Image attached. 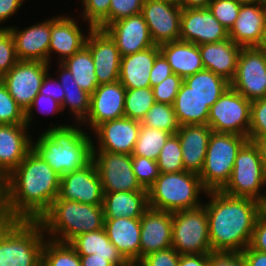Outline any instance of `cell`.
Returning <instances> with one entry per match:
<instances>
[{
    "label": "cell",
    "instance_id": "obj_64",
    "mask_svg": "<svg viewBox=\"0 0 266 266\" xmlns=\"http://www.w3.org/2000/svg\"><path fill=\"white\" fill-rule=\"evenodd\" d=\"M125 266H144L140 261L128 262Z\"/></svg>",
    "mask_w": 266,
    "mask_h": 266
},
{
    "label": "cell",
    "instance_id": "obj_20",
    "mask_svg": "<svg viewBox=\"0 0 266 266\" xmlns=\"http://www.w3.org/2000/svg\"><path fill=\"white\" fill-rule=\"evenodd\" d=\"M6 26L13 36L19 60L41 61L49 64L51 17L23 29L17 25Z\"/></svg>",
    "mask_w": 266,
    "mask_h": 266
},
{
    "label": "cell",
    "instance_id": "obj_1",
    "mask_svg": "<svg viewBox=\"0 0 266 266\" xmlns=\"http://www.w3.org/2000/svg\"><path fill=\"white\" fill-rule=\"evenodd\" d=\"M59 176L33 149L7 176L11 220L39 221L58 197Z\"/></svg>",
    "mask_w": 266,
    "mask_h": 266
},
{
    "label": "cell",
    "instance_id": "obj_4",
    "mask_svg": "<svg viewBox=\"0 0 266 266\" xmlns=\"http://www.w3.org/2000/svg\"><path fill=\"white\" fill-rule=\"evenodd\" d=\"M103 205L55 199L39 219L47 239L70 243L78 235L104 228Z\"/></svg>",
    "mask_w": 266,
    "mask_h": 266
},
{
    "label": "cell",
    "instance_id": "obj_23",
    "mask_svg": "<svg viewBox=\"0 0 266 266\" xmlns=\"http://www.w3.org/2000/svg\"><path fill=\"white\" fill-rule=\"evenodd\" d=\"M26 124H0V170L8 176L32 150V131Z\"/></svg>",
    "mask_w": 266,
    "mask_h": 266
},
{
    "label": "cell",
    "instance_id": "obj_7",
    "mask_svg": "<svg viewBox=\"0 0 266 266\" xmlns=\"http://www.w3.org/2000/svg\"><path fill=\"white\" fill-rule=\"evenodd\" d=\"M248 140L231 133H211L202 171L198 174L208 191L221 190L229 181L238 151Z\"/></svg>",
    "mask_w": 266,
    "mask_h": 266
},
{
    "label": "cell",
    "instance_id": "obj_50",
    "mask_svg": "<svg viewBox=\"0 0 266 266\" xmlns=\"http://www.w3.org/2000/svg\"><path fill=\"white\" fill-rule=\"evenodd\" d=\"M144 0H111L109 7V24L141 13Z\"/></svg>",
    "mask_w": 266,
    "mask_h": 266
},
{
    "label": "cell",
    "instance_id": "obj_8",
    "mask_svg": "<svg viewBox=\"0 0 266 266\" xmlns=\"http://www.w3.org/2000/svg\"><path fill=\"white\" fill-rule=\"evenodd\" d=\"M221 191L260 203L266 198V171L258 148L251 140H247L238 151L230 179Z\"/></svg>",
    "mask_w": 266,
    "mask_h": 266
},
{
    "label": "cell",
    "instance_id": "obj_45",
    "mask_svg": "<svg viewBox=\"0 0 266 266\" xmlns=\"http://www.w3.org/2000/svg\"><path fill=\"white\" fill-rule=\"evenodd\" d=\"M208 8L213 16L230 31L238 17L241 3L235 0H212Z\"/></svg>",
    "mask_w": 266,
    "mask_h": 266
},
{
    "label": "cell",
    "instance_id": "obj_2",
    "mask_svg": "<svg viewBox=\"0 0 266 266\" xmlns=\"http://www.w3.org/2000/svg\"><path fill=\"white\" fill-rule=\"evenodd\" d=\"M204 207L212 251L242 252L251 243L262 203L247 197H234L221 190L208 191Z\"/></svg>",
    "mask_w": 266,
    "mask_h": 266
},
{
    "label": "cell",
    "instance_id": "obj_52",
    "mask_svg": "<svg viewBox=\"0 0 266 266\" xmlns=\"http://www.w3.org/2000/svg\"><path fill=\"white\" fill-rule=\"evenodd\" d=\"M209 266H247L240 252L212 251L208 253Z\"/></svg>",
    "mask_w": 266,
    "mask_h": 266
},
{
    "label": "cell",
    "instance_id": "obj_46",
    "mask_svg": "<svg viewBox=\"0 0 266 266\" xmlns=\"http://www.w3.org/2000/svg\"><path fill=\"white\" fill-rule=\"evenodd\" d=\"M133 172L139 184L148 190L160 175L157 161L142 157L132 156Z\"/></svg>",
    "mask_w": 266,
    "mask_h": 266
},
{
    "label": "cell",
    "instance_id": "obj_16",
    "mask_svg": "<svg viewBox=\"0 0 266 266\" xmlns=\"http://www.w3.org/2000/svg\"><path fill=\"white\" fill-rule=\"evenodd\" d=\"M125 95L120 81L99 85L90 95L89 113L81 124L91 134L102 123L125 117Z\"/></svg>",
    "mask_w": 266,
    "mask_h": 266
},
{
    "label": "cell",
    "instance_id": "obj_62",
    "mask_svg": "<svg viewBox=\"0 0 266 266\" xmlns=\"http://www.w3.org/2000/svg\"><path fill=\"white\" fill-rule=\"evenodd\" d=\"M212 0H179L182 8H207Z\"/></svg>",
    "mask_w": 266,
    "mask_h": 266
},
{
    "label": "cell",
    "instance_id": "obj_47",
    "mask_svg": "<svg viewBox=\"0 0 266 266\" xmlns=\"http://www.w3.org/2000/svg\"><path fill=\"white\" fill-rule=\"evenodd\" d=\"M19 61L9 28H0V78Z\"/></svg>",
    "mask_w": 266,
    "mask_h": 266
},
{
    "label": "cell",
    "instance_id": "obj_5",
    "mask_svg": "<svg viewBox=\"0 0 266 266\" xmlns=\"http://www.w3.org/2000/svg\"><path fill=\"white\" fill-rule=\"evenodd\" d=\"M47 237L39 221L0 224V266H42Z\"/></svg>",
    "mask_w": 266,
    "mask_h": 266
},
{
    "label": "cell",
    "instance_id": "obj_38",
    "mask_svg": "<svg viewBox=\"0 0 266 266\" xmlns=\"http://www.w3.org/2000/svg\"><path fill=\"white\" fill-rule=\"evenodd\" d=\"M42 266H82L80 256L69 243L45 240Z\"/></svg>",
    "mask_w": 266,
    "mask_h": 266
},
{
    "label": "cell",
    "instance_id": "obj_60",
    "mask_svg": "<svg viewBox=\"0 0 266 266\" xmlns=\"http://www.w3.org/2000/svg\"><path fill=\"white\" fill-rule=\"evenodd\" d=\"M82 266H114L107 257H100L96 254H90L87 256H80Z\"/></svg>",
    "mask_w": 266,
    "mask_h": 266
},
{
    "label": "cell",
    "instance_id": "obj_26",
    "mask_svg": "<svg viewBox=\"0 0 266 266\" xmlns=\"http://www.w3.org/2000/svg\"><path fill=\"white\" fill-rule=\"evenodd\" d=\"M212 129L207 124L180 125L176 134L182 148L185 171H202Z\"/></svg>",
    "mask_w": 266,
    "mask_h": 266
},
{
    "label": "cell",
    "instance_id": "obj_35",
    "mask_svg": "<svg viewBox=\"0 0 266 266\" xmlns=\"http://www.w3.org/2000/svg\"><path fill=\"white\" fill-rule=\"evenodd\" d=\"M183 82L192 88L209 108L220 98L224 91L230 87V82L224 77L203 69L193 75L187 76Z\"/></svg>",
    "mask_w": 266,
    "mask_h": 266
},
{
    "label": "cell",
    "instance_id": "obj_18",
    "mask_svg": "<svg viewBox=\"0 0 266 266\" xmlns=\"http://www.w3.org/2000/svg\"><path fill=\"white\" fill-rule=\"evenodd\" d=\"M229 31L213 16L209 8H182L180 40L196 45L220 42Z\"/></svg>",
    "mask_w": 266,
    "mask_h": 266
},
{
    "label": "cell",
    "instance_id": "obj_17",
    "mask_svg": "<svg viewBox=\"0 0 266 266\" xmlns=\"http://www.w3.org/2000/svg\"><path fill=\"white\" fill-rule=\"evenodd\" d=\"M141 122L122 117L99 125L91 135L93 151H109L131 155L138 139Z\"/></svg>",
    "mask_w": 266,
    "mask_h": 266
},
{
    "label": "cell",
    "instance_id": "obj_39",
    "mask_svg": "<svg viewBox=\"0 0 266 266\" xmlns=\"http://www.w3.org/2000/svg\"><path fill=\"white\" fill-rule=\"evenodd\" d=\"M154 103L155 98L151 87L126 89L124 115L141 122Z\"/></svg>",
    "mask_w": 266,
    "mask_h": 266
},
{
    "label": "cell",
    "instance_id": "obj_55",
    "mask_svg": "<svg viewBox=\"0 0 266 266\" xmlns=\"http://www.w3.org/2000/svg\"><path fill=\"white\" fill-rule=\"evenodd\" d=\"M250 246L257 251L266 253V217L263 214L256 220Z\"/></svg>",
    "mask_w": 266,
    "mask_h": 266
},
{
    "label": "cell",
    "instance_id": "obj_25",
    "mask_svg": "<svg viewBox=\"0 0 266 266\" xmlns=\"http://www.w3.org/2000/svg\"><path fill=\"white\" fill-rule=\"evenodd\" d=\"M266 20V5L261 1L241 4L229 38L241 47H256L261 38Z\"/></svg>",
    "mask_w": 266,
    "mask_h": 266
},
{
    "label": "cell",
    "instance_id": "obj_31",
    "mask_svg": "<svg viewBox=\"0 0 266 266\" xmlns=\"http://www.w3.org/2000/svg\"><path fill=\"white\" fill-rule=\"evenodd\" d=\"M104 218H141L148 206V191H118L104 193Z\"/></svg>",
    "mask_w": 266,
    "mask_h": 266
},
{
    "label": "cell",
    "instance_id": "obj_28",
    "mask_svg": "<svg viewBox=\"0 0 266 266\" xmlns=\"http://www.w3.org/2000/svg\"><path fill=\"white\" fill-rule=\"evenodd\" d=\"M242 47L230 38L220 42L199 45L204 69L231 82L237 71V60Z\"/></svg>",
    "mask_w": 266,
    "mask_h": 266
},
{
    "label": "cell",
    "instance_id": "obj_3",
    "mask_svg": "<svg viewBox=\"0 0 266 266\" xmlns=\"http://www.w3.org/2000/svg\"><path fill=\"white\" fill-rule=\"evenodd\" d=\"M52 125V126H51ZM33 137L32 149L59 175L92 162L93 136L81 123H52ZM35 139V141H34Z\"/></svg>",
    "mask_w": 266,
    "mask_h": 266
},
{
    "label": "cell",
    "instance_id": "obj_56",
    "mask_svg": "<svg viewBox=\"0 0 266 266\" xmlns=\"http://www.w3.org/2000/svg\"><path fill=\"white\" fill-rule=\"evenodd\" d=\"M26 0H0V28H7L4 23L13 19ZM11 17V18H10ZM3 25V26H2Z\"/></svg>",
    "mask_w": 266,
    "mask_h": 266
},
{
    "label": "cell",
    "instance_id": "obj_34",
    "mask_svg": "<svg viewBox=\"0 0 266 266\" xmlns=\"http://www.w3.org/2000/svg\"><path fill=\"white\" fill-rule=\"evenodd\" d=\"M173 108L179 125L207 124L210 108L184 82L176 95Z\"/></svg>",
    "mask_w": 266,
    "mask_h": 266
},
{
    "label": "cell",
    "instance_id": "obj_12",
    "mask_svg": "<svg viewBox=\"0 0 266 266\" xmlns=\"http://www.w3.org/2000/svg\"><path fill=\"white\" fill-rule=\"evenodd\" d=\"M94 163L104 193L148 191L138 182L132 167V156L109 151H93Z\"/></svg>",
    "mask_w": 266,
    "mask_h": 266
},
{
    "label": "cell",
    "instance_id": "obj_63",
    "mask_svg": "<svg viewBox=\"0 0 266 266\" xmlns=\"http://www.w3.org/2000/svg\"><path fill=\"white\" fill-rule=\"evenodd\" d=\"M256 47L266 54V20H265V24H264V28L262 32V38Z\"/></svg>",
    "mask_w": 266,
    "mask_h": 266
},
{
    "label": "cell",
    "instance_id": "obj_42",
    "mask_svg": "<svg viewBox=\"0 0 266 266\" xmlns=\"http://www.w3.org/2000/svg\"><path fill=\"white\" fill-rule=\"evenodd\" d=\"M111 0H82L79 17L86 21L85 27L104 29L109 25V7Z\"/></svg>",
    "mask_w": 266,
    "mask_h": 266
},
{
    "label": "cell",
    "instance_id": "obj_36",
    "mask_svg": "<svg viewBox=\"0 0 266 266\" xmlns=\"http://www.w3.org/2000/svg\"><path fill=\"white\" fill-rule=\"evenodd\" d=\"M61 64L71 72L73 79L81 89L90 95L96 90L98 80L95 75L94 62L86 45Z\"/></svg>",
    "mask_w": 266,
    "mask_h": 266
},
{
    "label": "cell",
    "instance_id": "obj_19",
    "mask_svg": "<svg viewBox=\"0 0 266 266\" xmlns=\"http://www.w3.org/2000/svg\"><path fill=\"white\" fill-rule=\"evenodd\" d=\"M104 192L101 179L93 162L61 177L56 199L103 205Z\"/></svg>",
    "mask_w": 266,
    "mask_h": 266
},
{
    "label": "cell",
    "instance_id": "obj_21",
    "mask_svg": "<svg viewBox=\"0 0 266 266\" xmlns=\"http://www.w3.org/2000/svg\"><path fill=\"white\" fill-rule=\"evenodd\" d=\"M103 30L115 42L121 57L155 46L141 13L116 20Z\"/></svg>",
    "mask_w": 266,
    "mask_h": 266
},
{
    "label": "cell",
    "instance_id": "obj_33",
    "mask_svg": "<svg viewBox=\"0 0 266 266\" xmlns=\"http://www.w3.org/2000/svg\"><path fill=\"white\" fill-rule=\"evenodd\" d=\"M69 244L79 256L96 254L100 257H107V260L114 266H125L128 263L115 245L110 242L104 228L80 234Z\"/></svg>",
    "mask_w": 266,
    "mask_h": 266
},
{
    "label": "cell",
    "instance_id": "obj_27",
    "mask_svg": "<svg viewBox=\"0 0 266 266\" xmlns=\"http://www.w3.org/2000/svg\"><path fill=\"white\" fill-rule=\"evenodd\" d=\"M108 239L128 262L140 261V218L104 219Z\"/></svg>",
    "mask_w": 266,
    "mask_h": 266
},
{
    "label": "cell",
    "instance_id": "obj_57",
    "mask_svg": "<svg viewBox=\"0 0 266 266\" xmlns=\"http://www.w3.org/2000/svg\"><path fill=\"white\" fill-rule=\"evenodd\" d=\"M10 221L7 208V176L0 170V224Z\"/></svg>",
    "mask_w": 266,
    "mask_h": 266
},
{
    "label": "cell",
    "instance_id": "obj_61",
    "mask_svg": "<svg viewBox=\"0 0 266 266\" xmlns=\"http://www.w3.org/2000/svg\"><path fill=\"white\" fill-rule=\"evenodd\" d=\"M248 140H251L258 148L262 164L264 165L266 171V135L248 137Z\"/></svg>",
    "mask_w": 266,
    "mask_h": 266
},
{
    "label": "cell",
    "instance_id": "obj_14",
    "mask_svg": "<svg viewBox=\"0 0 266 266\" xmlns=\"http://www.w3.org/2000/svg\"><path fill=\"white\" fill-rule=\"evenodd\" d=\"M182 7L164 0H144L141 14L155 45L180 40Z\"/></svg>",
    "mask_w": 266,
    "mask_h": 266
},
{
    "label": "cell",
    "instance_id": "obj_11",
    "mask_svg": "<svg viewBox=\"0 0 266 266\" xmlns=\"http://www.w3.org/2000/svg\"><path fill=\"white\" fill-rule=\"evenodd\" d=\"M52 65L41 61L19 60L0 80L9 94L25 112L39 94Z\"/></svg>",
    "mask_w": 266,
    "mask_h": 266
},
{
    "label": "cell",
    "instance_id": "obj_66",
    "mask_svg": "<svg viewBox=\"0 0 266 266\" xmlns=\"http://www.w3.org/2000/svg\"><path fill=\"white\" fill-rule=\"evenodd\" d=\"M241 4H245V3H253V2H256V1H259V0H235Z\"/></svg>",
    "mask_w": 266,
    "mask_h": 266
},
{
    "label": "cell",
    "instance_id": "obj_49",
    "mask_svg": "<svg viewBox=\"0 0 266 266\" xmlns=\"http://www.w3.org/2000/svg\"><path fill=\"white\" fill-rule=\"evenodd\" d=\"M266 135V98L251 101L248 137Z\"/></svg>",
    "mask_w": 266,
    "mask_h": 266
},
{
    "label": "cell",
    "instance_id": "obj_32",
    "mask_svg": "<svg viewBox=\"0 0 266 266\" xmlns=\"http://www.w3.org/2000/svg\"><path fill=\"white\" fill-rule=\"evenodd\" d=\"M58 68L54 73L59 80L63 90L65 98L61 104L63 113L66 109L70 112L68 115L74 120L73 123H82L88 116L90 109V94L81 89L73 79L71 72L63 66L61 63H57Z\"/></svg>",
    "mask_w": 266,
    "mask_h": 266
},
{
    "label": "cell",
    "instance_id": "obj_24",
    "mask_svg": "<svg viewBox=\"0 0 266 266\" xmlns=\"http://www.w3.org/2000/svg\"><path fill=\"white\" fill-rule=\"evenodd\" d=\"M140 223V260L147 254L172 247V212L148 208Z\"/></svg>",
    "mask_w": 266,
    "mask_h": 266
},
{
    "label": "cell",
    "instance_id": "obj_9",
    "mask_svg": "<svg viewBox=\"0 0 266 266\" xmlns=\"http://www.w3.org/2000/svg\"><path fill=\"white\" fill-rule=\"evenodd\" d=\"M172 247L180 255L212 252L204 205L172 212Z\"/></svg>",
    "mask_w": 266,
    "mask_h": 266
},
{
    "label": "cell",
    "instance_id": "obj_48",
    "mask_svg": "<svg viewBox=\"0 0 266 266\" xmlns=\"http://www.w3.org/2000/svg\"><path fill=\"white\" fill-rule=\"evenodd\" d=\"M182 82L183 79L173 73L158 85L153 86L155 102L173 105Z\"/></svg>",
    "mask_w": 266,
    "mask_h": 266
},
{
    "label": "cell",
    "instance_id": "obj_29",
    "mask_svg": "<svg viewBox=\"0 0 266 266\" xmlns=\"http://www.w3.org/2000/svg\"><path fill=\"white\" fill-rule=\"evenodd\" d=\"M160 53L155 45L137 53L121 57L119 81L126 89L150 87V71Z\"/></svg>",
    "mask_w": 266,
    "mask_h": 266
},
{
    "label": "cell",
    "instance_id": "obj_67",
    "mask_svg": "<svg viewBox=\"0 0 266 266\" xmlns=\"http://www.w3.org/2000/svg\"><path fill=\"white\" fill-rule=\"evenodd\" d=\"M164 1H169V2H172V3H179V0H164Z\"/></svg>",
    "mask_w": 266,
    "mask_h": 266
},
{
    "label": "cell",
    "instance_id": "obj_22",
    "mask_svg": "<svg viewBox=\"0 0 266 266\" xmlns=\"http://www.w3.org/2000/svg\"><path fill=\"white\" fill-rule=\"evenodd\" d=\"M86 46L93 58L98 86L119 81L121 56L111 37L102 29L93 28Z\"/></svg>",
    "mask_w": 266,
    "mask_h": 266
},
{
    "label": "cell",
    "instance_id": "obj_6",
    "mask_svg": "<svg viewBox=\"0 0 266 266\" xmlns=\"http://www.w3.org/2000/svg\"><path fill=\"white\" fill-rule=\"evenodd\" d=\"M207 192L194 172L160 173L148 189V206L168 212L194 209L204 204L201 197Z\"/></svg>",
    "mask_w": 266,
    "mask_h": 266
},
{
    "label": "cell",
    "instance_id": "obj_54",
    "mask_svg": "<svg viewBox=\"0 0 266 266\" xmlns=\"http://www.w3.org/2000/svg\"><path fill=\"white\" fill-rule=\"evenodd\" d=\"M171 74H173L171 67L167 59L160 52L156 56L154 65L150 71V87L152 88L158 85Z\"/></svg>",
    "mask_w": 266,
    "mask_h": 266
},
{
    "label": "cell",
    "instance_id": "obj_15",
    "mask_svg": "<svg viewBox=\"0 0 266 266\" xmlns=\"http://www.w3.org/2000/svg\"><path fill=\"white\" fill-rule=\"evenodd\" d=\"M78 18V19H77ZM81 18L71 14H61L51 16V41L49 44V64L52 65L56 56L57 63L63 62L65 59L72 57L77 51L81 50L87 41V37L93 27H88L84 30L79 23ZM83 28V29H82ZM82 29V30H81ZM86 32V33H84ZM57 54V55H56Z\"/></svg>",
    "mask_w": 266,
    "mask_h": 266
},
{
    "label": "cell",
    "instance_id": "obj_41",
    "mask_svg": "<svg viewBox=\"0 0 266 266\" xmlns=\"http://www.w3.org/2000/svg\"><path fill=\"white\" fill-rule=\"evenodd\" d=\"M160 173H176L185 171L182 161V148L177 134L166 140L157 159Z\"/></svg>",
    "mask_w": 266,
    "mask_h": 266
},
{
    "label": "cell",
    "instance_id": "obj_10",
    "mask_svg": "<svg viewBox=\"0 0 266 266\" xmlns=\"http://www.w3.org/2000/svg\"><path fill=\"white\" fill-rule=\"evenodd\" d=\"M251 101L228 87L209 110L207 125L213 132L248 137Z\"/></svg>",
    "mask_w": 266,
    "mask_h": 266
},
{
    "label": "cell",
    "instance_id": "obj_51",
    "mask_svg": "<svg viewBox=\"0 0 266 266\" xmlns=\"http://www.w3.org/2000/svg\"><path fill=\"white\" fill-rule=\"evenodd\" d=\"M179 258L180 254L173 247H168L147 254L140 262L144 266H178Z\"/></svg>",
    "mask_w": 266,
    "mask_h": 266
},
{
    "label": "cell",
    "instance_id": "obj_58",
    "mask_svg": "<svg viewBox=\"0 0 266 266\" xmlns=\"http://www.w3.org/2000/svg\"><path fill=\"white\" fill-rule=\"evenodd\" d=\"M247 266H266V253L253 249L250 245L241 252Z\"/></svg>",
    "mask_w": 266,
    "mask_h": 266
},
{
    "label": "cell",
    "instance_id": "obj_37",
    "mask_svg": "<svg viewBox=\"0 0 266 266\" xmlns=\"http://www.w3.org/2000/svg\"><path fill=\"white\" fill-rule=\"evenodd\" d=\"M171 134L141 124L131 156H142L157 161L160 151Z\"/></svg>",
    "mask_w": 266,
    "mask_h": 266
},
{
    "label": "cell",
    "instance_id": "obj_65",
    "mask_svg": "<svg viewBox=\"0 0 266 266\" xmlns=\"http://www.w3.org/2000/svg\"><path fill=\"white\" fill-rule=\"evenodd\" d=\"M262 214L266 217V198L262 202Z\"/></svg>",
    "mask_w": 266,
    "mask_h": 266
},
{
    "label": "cell",
    "instance_id": "obj_53",
    "mask_svg": "<svg viewBox=\"0 0 266 266\" xmlns=\"http://www.w3.org/2000/svg\"><path fill=\"white\" fill-rule=\"evenodd\" d=\"M39 94H44L46 96H49L59 102L60 104L63 103V100L65 98L64 90L59 82V80L56 78V76L52 75L50 71L46 74V76L43 79L41 88L39 89Z\"/></svg>",
    "mask_w": 266,
    "mask_h": 266
},
{
    "label": "cell",
    "instance_id": "obj_44",
    "mask_svg": "<svg viewBox=\"0 0 266 266\" xmlns=\"http://www.w3.org/2000/svg\"><path fill=\"white\" fill-rule=\"evenodd\" d=\"M0 124H25V112L0 80Z\"/></svg>",
    "mask_w": 266,
    "mask_h": 266
},
{
    "label": "cell",
    "instance_id": "obj_13",
    "mask_svg": "<svg viewBox=\"0 0 266 266\" xmlns=\"http://www.w3.org/2000/svg\"><path fill=\"white\" fill-rule=\"evenodd\" d=\"M230 86L249 101L266 98V54L257 47H242Z\"/></svg>",
    "mask_w": 266,
    "mask_h": 266
},
{
    "label": "cell",
    "instance_id": "obj_40",
    "mask_svg": "<svg viewBox=\"0 0 266 266\" xmlns=\"http://www.w3.org/2000/svg\"><path fill=\"white\" fill-rule=\"evenodd\" d=\"M141 124L169 132L171 135L176 134L180 126L173 105L157 102L148 110Z\"/></svg>",
    "mask_w": 266,
    "mask_h": 266
},
{
    "label": "cell",
    "instance_id": "obj_43",
    "mask_svg": "<svg viewBox=\"0 0 266 266\" xmlns=\"http://www.w3.org/2000/svg\"><path fill=\"white\" fill-rule=\"evenodd\" d=\"M35 112L37 115L41 114V116L45 115V117L48 115H52L54 117L55 115H61V113L63 114L61 104L59 102L44 94H38L34 98L31 106L25 111V124L30 131H33L32 129H34L32 125H34L33 123L35 122Z\"/></svg>",
    "mask_w": 266,
    "mask_h": 266
},
{
    "label": "cell",
    "instance_id": "obj_30",
    "mask_svg": "<svg viewBox=\"0 0 266 266\" xmlns=\"http://www.w3.org/2000/svg\"><path fill=\"white\" fill-rule=\"evenodd\" d=\"M159 48L172 72L182 79L204 69L199 45L178 40L162 44Z\"/></svg>",
    "mask_w": 266,
    "mask_h": 266
},
{
    "label": "cell",
    "instance_id": "obj_59",
    "mask_svg": "<svg viewBox=\"0 0 266 266\" xmlns=\"http://www.w3.org/2000/svg\"><path fill=\"white\" fill-rule=\"evenodd\" d=\"M178 266H209L208 254L180 255Z\"/></svg>",
    "mask_w": 266,
    "mask_h": 266
}]
</instances>
